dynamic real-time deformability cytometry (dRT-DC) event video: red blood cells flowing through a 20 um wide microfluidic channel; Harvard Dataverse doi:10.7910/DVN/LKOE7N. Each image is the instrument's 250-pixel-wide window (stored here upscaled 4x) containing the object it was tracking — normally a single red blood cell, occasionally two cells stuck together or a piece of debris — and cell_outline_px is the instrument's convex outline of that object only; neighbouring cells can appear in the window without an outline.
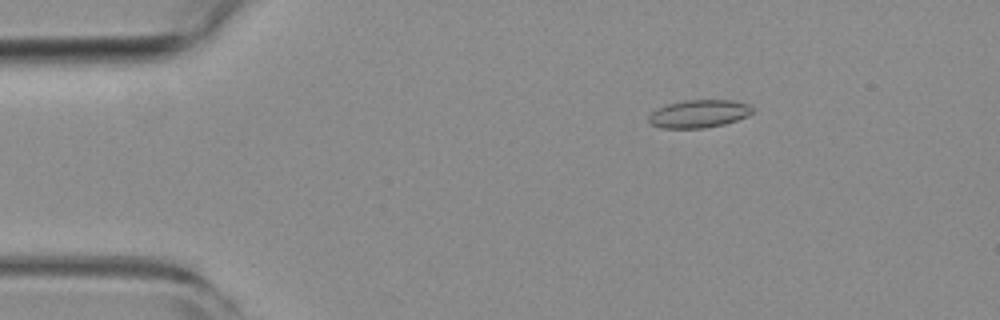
{"species": "common noctule bat (a hibernating species)", "species_latin": "Nyctalus noctula", "temperature_condition": "room temperature", "stored_images_in_passage": 46, "camera_frame_rate_fps": 3000, "um_per_image_px": 0.085, "animal": {"sex": "female", "body_mass_g": 19.3, "forearm_length_mm": 54.1}, "frame": {"image": 1, "passage_image": 1, "time_ms": 0.0, "image_size_px": [1000, 320], "cell_outline_px": [[752, 112], [748, 116], [724, 124], [704, 128], [660, 128], [652, 124], [648, 120], [648, 116], [656, 108], [668, 104], [684, 100], [732, 100], [748, 104], [752, 108]], "centroid_in_image_um": [59.39, 9.67], "position_along_channel_um": 25.6, "area_um2": 16.82}}
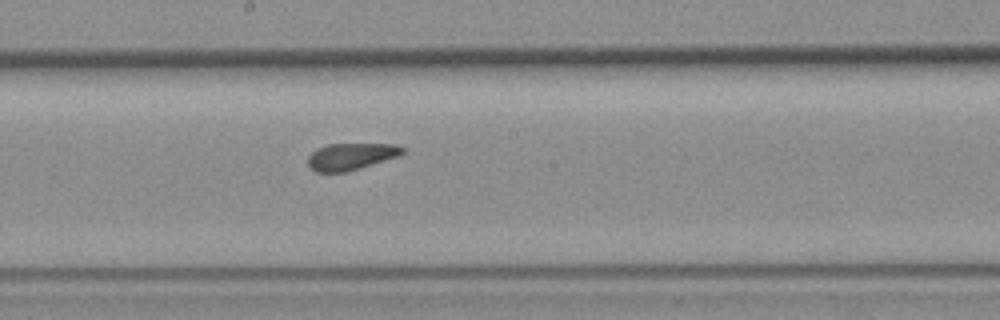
{"frame": {"image": 2, "passage_image": 21, "time_ms": 6.667, "image_size_px": [1000, 320], "cell_outline_px": [[404, 152], [400, 156], [360, 168], [344, 172], [316, 172], [308, 164], [308, 156], [316, 148], [328, 144], [396, 144], [404, 148]], "centroid_in_image_um": [29.84, 13.29], "position_along_channel_um": 218.4, "area_um2": 14.8}}
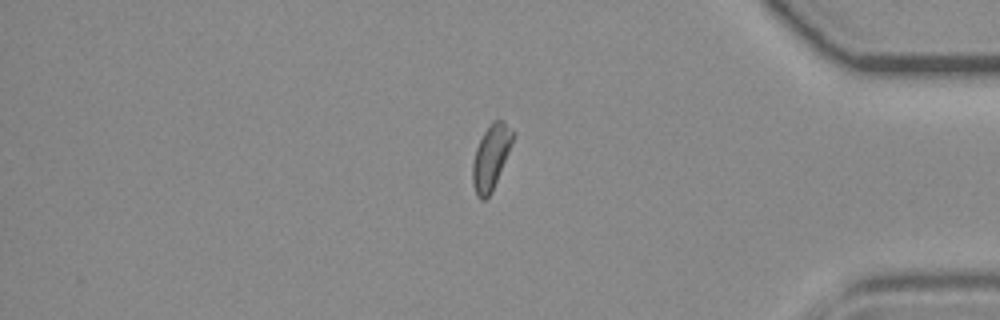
{"frame": {"image": 3, "passage_image": 37, "time_ms": 12.0, "image_size_px": [1000, 320], "cell_outline_px": [[516, 132], [492, 192], [484, 200], [480, 200], [476, 196], [472, 184], [472, 164], [476, 148], [488, 124], [492, 120], [504, 120]], "centroid_in_image_um": [41.72, 13.34], "position_along_channel_um": 393.5, "area_um2": 15.26}, "authors_computed_cell_mechanics": {"area_um2": 15.4904, "velocity_mm_per_s": 3.8575, "shape_relaxation_time_tau1_ms": null, "shape_relaxation_time_tau2_ms": 1.6453, "deformation_change_tau1": null, "deformation_change_tau2": 0.0777}}